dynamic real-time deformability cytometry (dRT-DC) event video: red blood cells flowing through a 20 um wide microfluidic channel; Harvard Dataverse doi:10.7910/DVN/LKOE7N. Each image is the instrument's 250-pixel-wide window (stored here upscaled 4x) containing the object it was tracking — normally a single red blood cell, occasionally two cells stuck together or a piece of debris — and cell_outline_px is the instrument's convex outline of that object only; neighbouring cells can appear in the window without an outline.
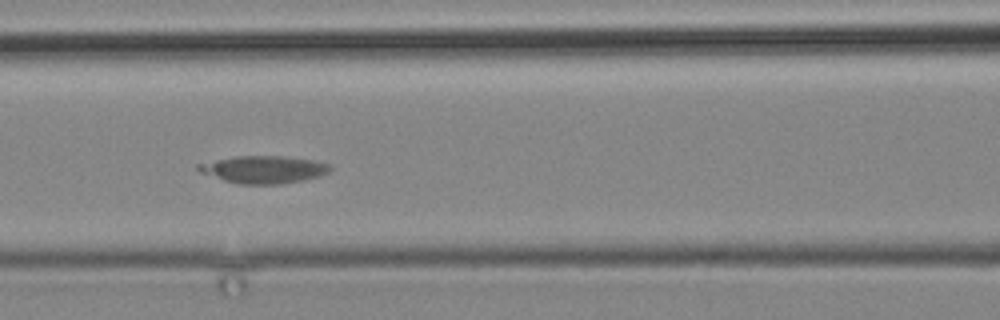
{"species": "common noctule bat (a hibernating species)", "species_latin": "Nyctalus noctula", "temperature_condition": "cold", "stored_images_in_passage": 5, "camera_frame_rate_fps": 3000, "um_per_image_px": 0.085, "animal": {"sex": "male", "body_mass_g": 19.2, "forearm_length_mm": 51.8}, "frame": {"image": 1, "passage_image": 3, "time_ms": 2.333, "image_size_px": [1000, 320], "cell_outline_px": [[332, 168], [328, 172], [320, 176], [304, 180], [280, 184], [240, 184], [224, 180], [200, 172], [196, 168], [196, 164], [236, 156], [284, 156], [312, 160], [328, 164]], "centroid_in_image_um": [22.41, 14.41], "position_along_channel_um": 144.2, "area_um2": 20.92}}
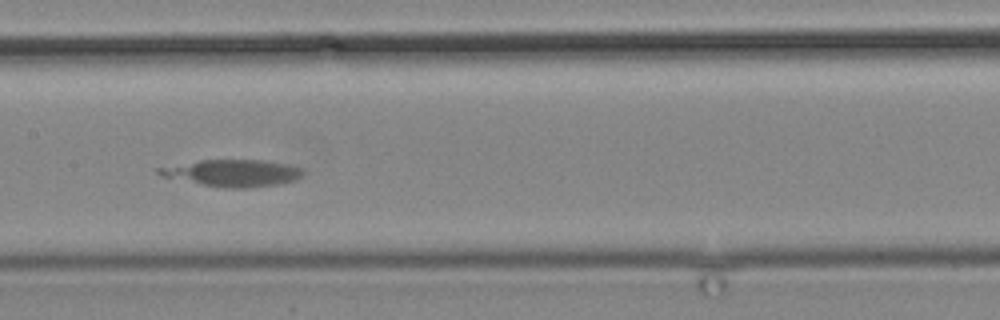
{"frame": {"image": 2, "passage_image": 4, "time_ms": 3.667, "image_size_px": [1000, 320], "cell_outline_px": [[304, 172], [296, 180], [280, 184], [248, 188], [224, 188], [164, 176], [156, 172], [156, 168], [200, 160], [264, 160], [288, 164], [304, 168]], "centroid_in_image_um": [19.86, 14.7], "position_along_channel_um": 187.5, "area_um2": 22.37}}
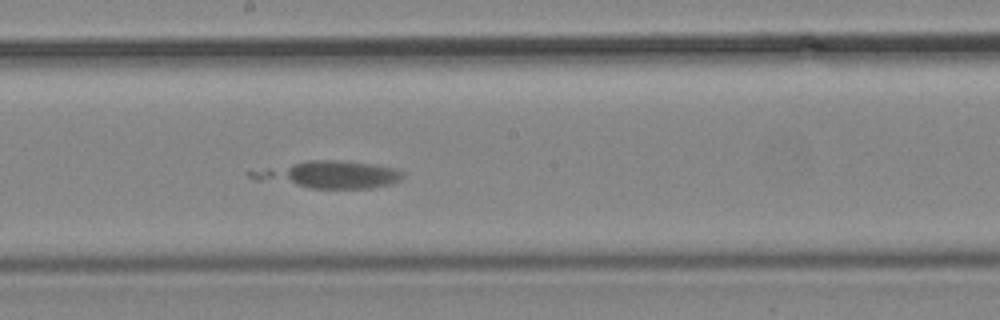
{"frame": {"image": 3, "passage_image": 5, "time_ms": 4.667, "image_size_px": [1000, 320], "cell_outline_px": [[404, 176], [400, 180], [392, 184], [372, 188], [312, 188], [256, 180], [248, 176], [244, 172], [308, 160], [340, 160], [376, 164], [396, 168], [404, 172]], "centroid_in_image_um": [28.0, 14.83], "position_along_channel_um": 220.2, "area_um2": 24.1}}